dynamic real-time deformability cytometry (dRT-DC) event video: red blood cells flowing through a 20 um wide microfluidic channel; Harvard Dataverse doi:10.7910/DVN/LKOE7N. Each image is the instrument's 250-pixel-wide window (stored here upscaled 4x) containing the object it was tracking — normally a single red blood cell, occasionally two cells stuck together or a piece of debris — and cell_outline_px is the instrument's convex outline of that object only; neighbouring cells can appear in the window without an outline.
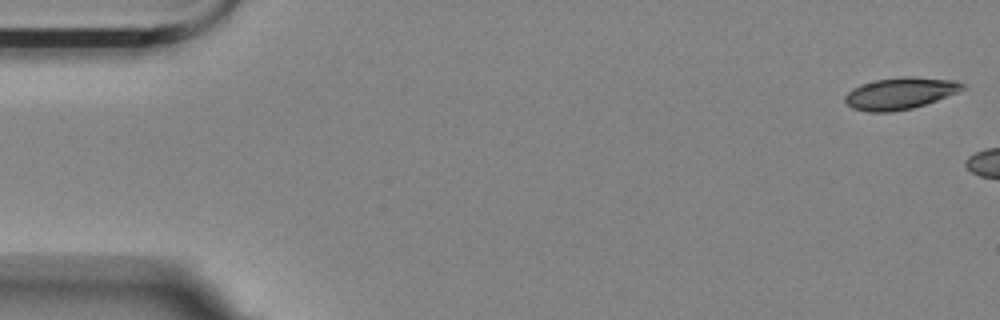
{"species": "Egyptian fruit bat (a non-hibernating species)", "species_latin": "Rousettus aegyptiacus", "temperature_condition": "room temperature", "stored_images_in_passage": 2, "camera_frame_rate_fps": 3000, "um_per_image_px": 0.085, "animal": {"sex": "female"}, "frame": {"image": 1, "passage_image": 1, "time_ms": 0.0, "image_size_px": [1000, 320], "cell_outline_px": [[968, 88], [936, 100], [912, 108], [892, 112], [868, 112], [852, 108], [844, 100], [844, 96], [852, 88], [860, 84], [876, 80], [904, 76], [908, 76], [956, 80], [964, 84]], "centroid_in_image_um": [76.5, 7.93], "position_along_channel_um": 8.5, "area_um2": 21.79}}